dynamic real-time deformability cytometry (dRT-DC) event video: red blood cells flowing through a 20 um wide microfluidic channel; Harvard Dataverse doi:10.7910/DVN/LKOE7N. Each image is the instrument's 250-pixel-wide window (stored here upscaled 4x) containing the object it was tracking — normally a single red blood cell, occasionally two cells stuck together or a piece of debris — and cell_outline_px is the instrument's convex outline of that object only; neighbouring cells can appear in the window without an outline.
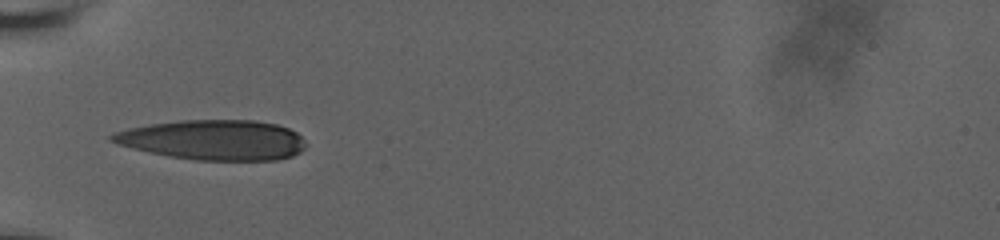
{"species": "human", "species_latin": "Homo sapiens", "temperature_condition": "room temperature", "stored_images_in_passage": 13, "camera_frame_rate_fps": 3000, "um_per_image_px": 0.085, "donor": {"sex": "male"}, "frame": {"image": 1, "passage_image": 1, "time_ms": 0.0, "image_size_px": [1000, 240], "cell_outline_px": [[308, 144], [300, 152], [292, 156], [276, 160], [196, 160], [172, 156], [132, 148], [116, 144], [108, 140], [108, 136], [116, 132], [128, 128], [152, 124], [180, 120], [252, 120], [276, 124], [288, 128], [296, 132]], "centroid_in_image_um": [18.16, 11.89], "position_along_channel_um": 66.8, "area_um2": 45.08}}
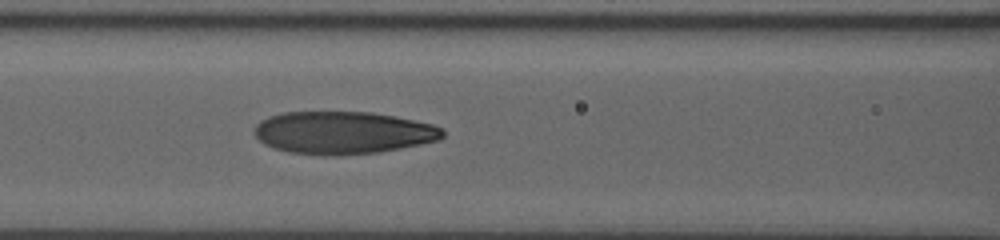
{"frame": {"image": 2, "passage_image": 8, "time_ms": 2.0, "image_size_px": [1000, 240], "cell_outline_px": [[444, 136], [440, 140], [380, 152], [336, 156], [324, 156], [288, 152], [264, 144], [252, 132], [256, 124], [260, 120], [268, 116], [284, 112], [372, 112], [432, 124], [440, 128], [444, 132]], "centroid_in_image_um": [29.11, 11.29], "position_along_channel_um": 137.5, "area_um2": 46.82}}
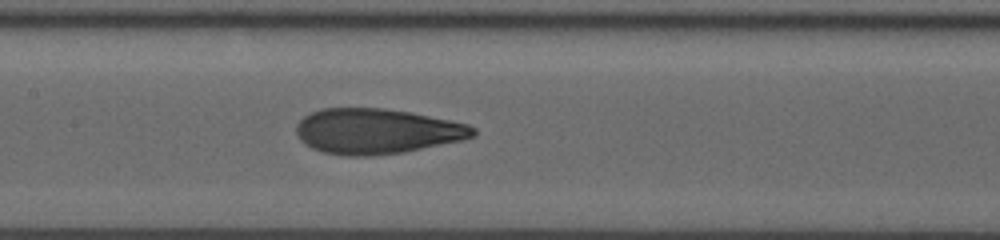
{"frame": {"image": 3, "passage_image": 11, "time_ms": 3.0, "image_size_px": [1000, 240], "cell_outline_px": [[476, 136], [464, 140], [404, 152], [372, 156], [348, 156], [324, 152], [312, 148], [304, 144], [300, 140], [296, 132], [296, 124], [304, 116], [312, 112], [324, 108], [384, 108], [408, 112], [468, 124], [476, 128]], "centroid_in_image_um": [32.03, 11.16], "position_along_channel_um": 175.4, "area_um2": 46.7}}